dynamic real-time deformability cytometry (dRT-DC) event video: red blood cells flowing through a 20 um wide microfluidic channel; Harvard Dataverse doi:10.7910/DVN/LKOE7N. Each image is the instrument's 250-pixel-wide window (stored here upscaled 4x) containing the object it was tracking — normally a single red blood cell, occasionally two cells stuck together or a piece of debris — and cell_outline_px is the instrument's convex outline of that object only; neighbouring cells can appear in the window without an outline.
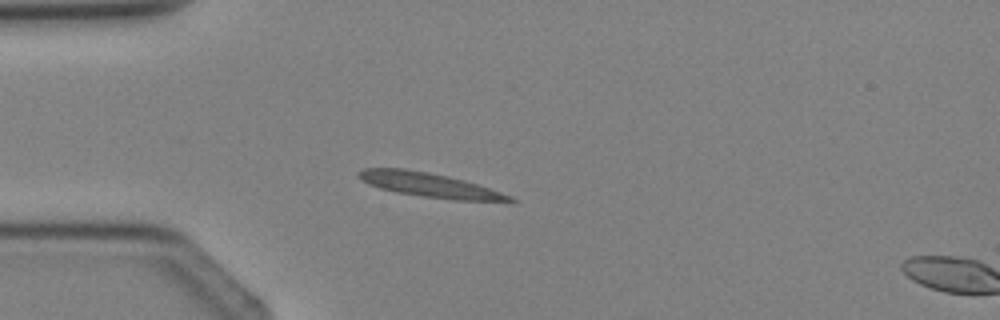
{"species": "Egyptian fruit bat (a non-hibernating species)", "species_latin": "Rousettus aegyptiacus", "temperature_condition": "cold", "stored_images_in_passage": 4, "segment_of_instrument_passage": [1, 2], "camera_frame_rate_fps": 3000, "um_per_image_px": 0.085, "animal": {"sex": "female"}, "frame": {"image": 1, "passage_image": 3, "time_ms": 2.333, "image_size_px": [1000, 320], "cell_outline_px": [[516, 200], [508, 204], [456, 200], [424, 196], [396, 192], [380, 188], [368, 184], [360, 180], [356, 176], [356, 172], [364, 168], [404, 168], [428, 172], [448, 176], [464, 180], [512, 196]], "centroid_in_image_um": [36.58, 15.75], "position_along_channel_um": 48.4, "area_um2": 21.85}}